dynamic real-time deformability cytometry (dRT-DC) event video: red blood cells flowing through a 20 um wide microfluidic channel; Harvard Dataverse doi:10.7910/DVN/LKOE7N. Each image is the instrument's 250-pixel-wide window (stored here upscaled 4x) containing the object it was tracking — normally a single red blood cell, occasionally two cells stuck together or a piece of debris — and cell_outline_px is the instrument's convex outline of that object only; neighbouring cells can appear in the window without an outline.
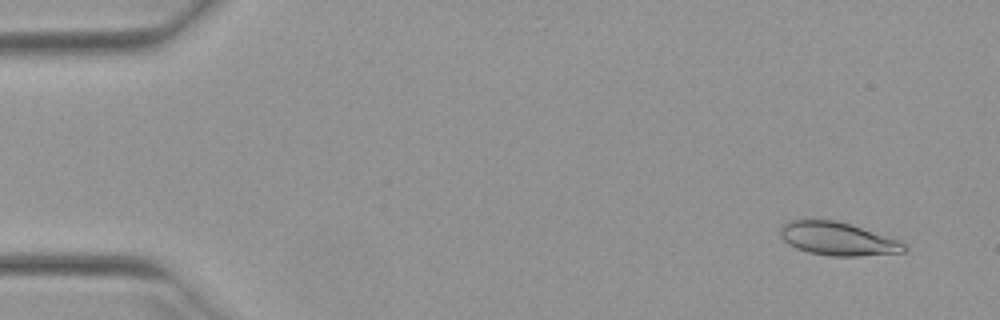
{"species": "Egyptian fruit bat (a non-hibernating species)", "species_latin": "Rousettus aegyptiacus", "temperature_condition": "warm", "stored_images_in_passage": 52, "camera_frame_rate_fps": 3000, "um_per_image_px": 0.085, "animal": {"sex": "female"}, "frame": {"image": 1, "passage_image": 4, "time_ms": 1.0, "image_size_px": [1000, 320], "cell_outline_px": [[908, 248], [904, 252], [860, 256], [828, 256], [808, 252], [796, 248], [788, 244], [780, 236], [780, 228], [788, 220], [836, 220], [896, 240], [904, 244]], "centroid_in_image_um": [71.14, 20.31], "position_along_channel_um": 13.9, "area_um2": 23.58}}
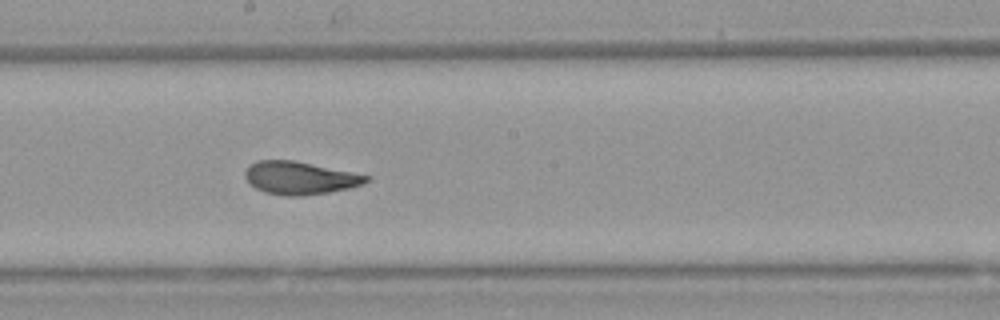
{"frame": {"image": 2, "passage_image": 29, "time_ms": 9.333, "image_size_px": [1000, 320], "cell_outline_px": [[372, 180], [364, 184], [348, 188], [328, 192], [300, 196], [284, 196], [264, 192], [256, 188], [244, 176], [244, 172], [256, 160], [292, 160], [372, 176]], "centroid_in_image_um": [25.52, 15.13], "position_along_channel_um": 222.7, "area_um2": 23.06}}
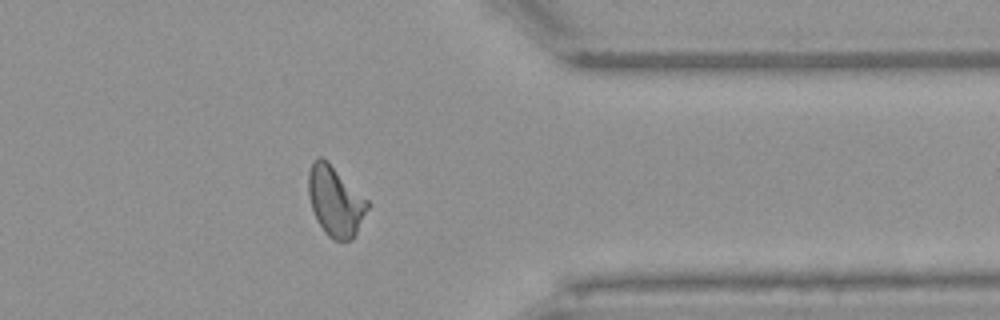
{"frame": {"image": 3, "passage_image": 42, "time_ms": 13.667, "image_size_px": [1000, 320], "cell_outline_px": [[368, 208], [356, 236], [352, 240], [332, 240], [324, 232], [316, 220], [308, 196], [308, 172], [312, 160], [316, 156], [320, 156], [328, 160], [368, 200]], "centroid_in_image_um": [28.48, 17.08], "position_along_channel_um": 382.9, "area_um2": 24.51}, "authors_computed_cell_mechanics": {"area_um2": 23.698, "velocity_mm_per_s": 3.964, "shape_relaxation_time_tau1_ms": 5.6038, "shape_relaxation_time_tau2_ms": 1.3727, "deformation_change_tau1": 0.1769, "deformation_change_tau2": 0.0811}}